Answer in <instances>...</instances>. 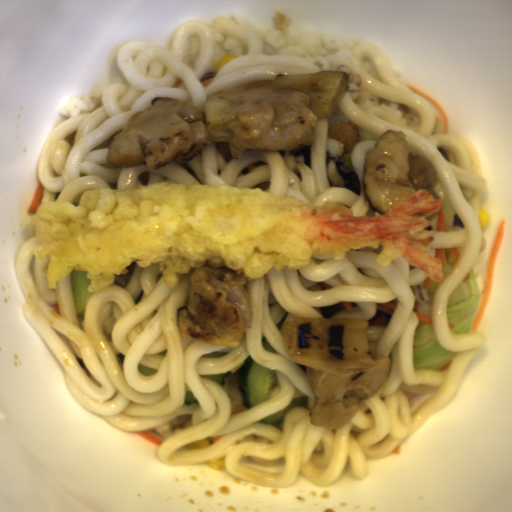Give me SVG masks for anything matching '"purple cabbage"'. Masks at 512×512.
Instances as JSON below:
<instances>
[{
    "mask_svg": "<svg viewBox=\"0 0 512 512\" xmlns=\"http://www.w3.org/2000/svg\"><path fill=\"white\" fill-rule=\"evenodd\" d=\"M326 168L329 182L337 187H345L358 197H361L362 183L355 169L339 158H326Z\"/></svg>",
    "mask_w": 512,
    "mask_h": 512,
    "instance_id": "1",
    "label": "purple cabbage"
}]
</instances>
